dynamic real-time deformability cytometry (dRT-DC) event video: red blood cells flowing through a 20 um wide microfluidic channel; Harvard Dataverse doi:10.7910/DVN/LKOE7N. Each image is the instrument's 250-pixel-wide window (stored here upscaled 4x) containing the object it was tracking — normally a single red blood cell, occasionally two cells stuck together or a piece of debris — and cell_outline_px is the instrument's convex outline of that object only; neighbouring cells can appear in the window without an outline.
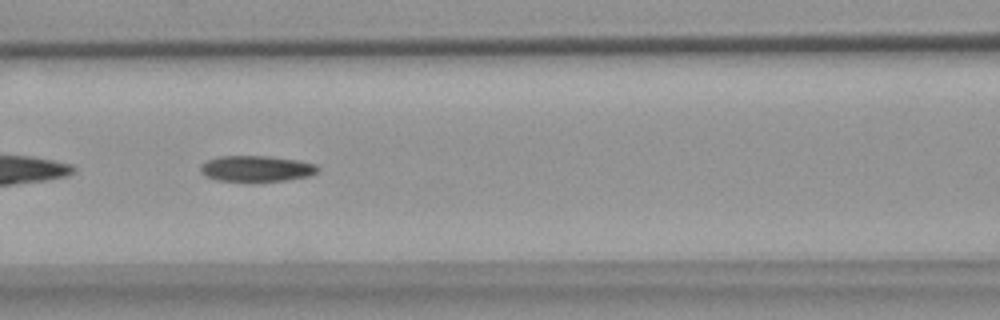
{"species": "common noctule bat (a hibernating species)", "species_latin": "Nyctalus noctula", "temperature_condition": "warm", "stored_images_in_passage": 5, "camera_frame_rate_fps": 3000, "um_per_image_px": 0.085, "animal": {"sex": "female", "body_mass_g": 18.4}, "frame": {"image": 1, "passage_image": 3, "time_ms": 2.333, "image_size_px": [1000, 320], "cell_outline_px": [[320, 168], [316, 172], [308, 176], [284, 180], [216, 180], [200, 172], [200, 168], [208, 160], [220, 156], [268, 156], [300, 160], [316, 164]], "centroid_in_image_um": [21.84, 14.31], "position_along_channel_um": 144.8, "area_um2": 17.28}}
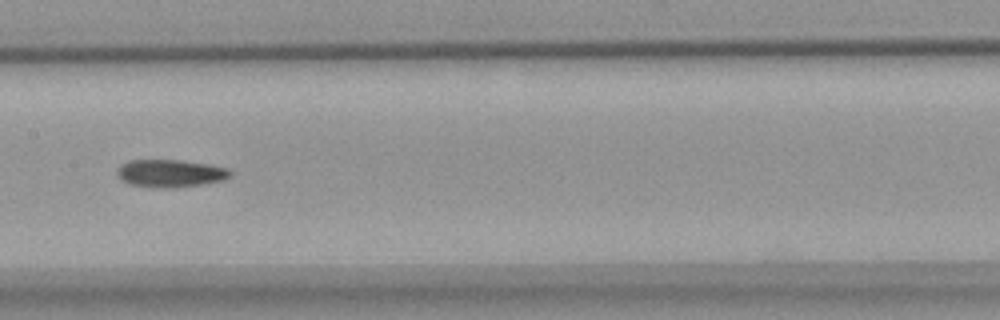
{"frame": {"image": 2, "passage_image": 4, "time_ms": 3.667, "image_size_px": [1000, 320], "cell_outline_px": [[232, 172], [228, 176], [220, 180], [200, 184], [172, 188], [152, 188], [128, 184], [120, 180], [116, 176], [116, 168], [120, 164], [128, 160], [180, 160], [208, 164], [228, 168]], "centroid_in_image_um": [14.36, 14.73], "position_along_channel_um": 193.0, "area_um2": 18.38}}
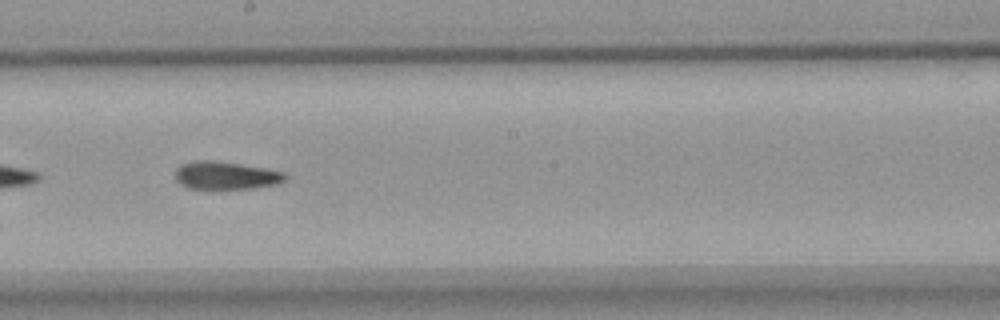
{"frame": {"image": 3, "passage_image": 5, "time_ms": 4.667, "image_size_px": [1000, 320], "cell_outline_px": [[288, 176], [284, 180], [276, 184], [256, 188], [188, 188], [180, 184], [176, 180], [176, 168], [180, 164], [196, 160], [216, 160], [264, 168], [284, 172]], "centroid_in_image_um": [19.18, 14.9], "position_along_channel_um": 229.0, "area_um2": 17.8}}